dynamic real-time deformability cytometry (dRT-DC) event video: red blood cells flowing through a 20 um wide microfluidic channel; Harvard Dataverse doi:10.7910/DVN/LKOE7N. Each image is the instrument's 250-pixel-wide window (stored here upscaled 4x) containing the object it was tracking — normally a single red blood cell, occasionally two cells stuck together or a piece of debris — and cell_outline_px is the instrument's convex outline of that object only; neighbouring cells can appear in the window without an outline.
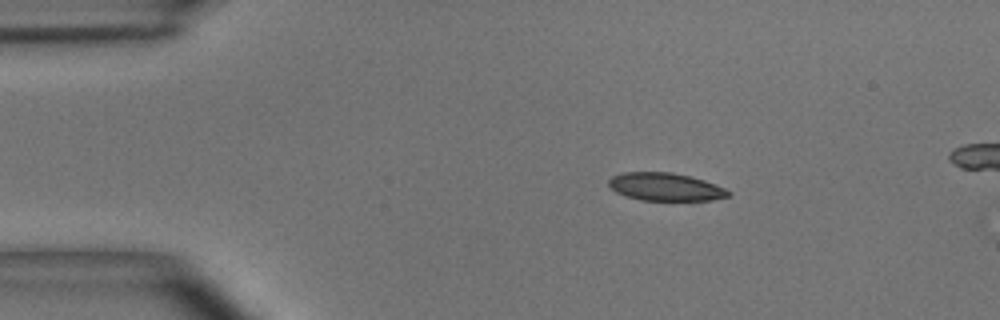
{"species": "common noctule bat (a hibernating species)", "species_latin": "Nyctalus noctula", "temperature_condition": "room temperature", "stored_images_in_passage": 5, "camera_frame_rate_fps": 3000, "um_per_image_px": 0.085, "animal": {"sex": "male", "body_mass_g": 15.6}, "frame": {"image": 1, "passage_image": 1, "time_ms": 0.0, "image_size_px": [1000, 320], "cell_outline_px": [[732, 192], [728, 196], [712, 200], [640, 200], [624, 196], [616, 192], [608, 184], [608, 180], [612, 176], [624, 172], [672, 172], [704, 180], [716, 184]], "centroid_in_image_um": [56.54, 15.88], "position_along_channel_um": 28.5, "area_um2": 19.42}}